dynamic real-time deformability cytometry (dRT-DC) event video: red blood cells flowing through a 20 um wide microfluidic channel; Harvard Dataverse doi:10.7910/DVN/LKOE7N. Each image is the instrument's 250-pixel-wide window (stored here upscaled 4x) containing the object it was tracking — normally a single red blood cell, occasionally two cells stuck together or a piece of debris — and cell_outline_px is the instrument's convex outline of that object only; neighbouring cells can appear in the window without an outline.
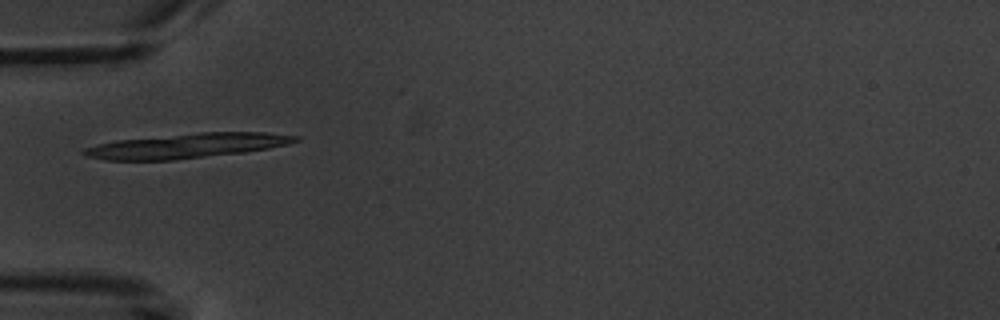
{"species": "common noctule bat (a hibernating species)", "species_latin": "Nyctalus noctula", "temperature_condition": "warm", "stored_images_in_passage": 6, "camera_frame_rate_fps": 3000, "um_per_image_px": 0.085, "animal": {"sex": "male", "body_mass_g": 20.1, "forearm_length_mm": 53.5}, "frame": {"image": 1, "passage_image": 6, "time_ms": 6.0, "image_size_px": [1000, 320], "cell_outline_px": [[300, 140], [288, 144], [268, 148], [244, 152], [176, 160], [104, 160], [88, 156], [80, 152], [84, 148], [116, 140], [200, 132], [264, 132], [300, 136]], "centroid_in_image_um": [15.9, 12.39], "position_along_channel_um": 69.1, "area_um2": 30.4}}